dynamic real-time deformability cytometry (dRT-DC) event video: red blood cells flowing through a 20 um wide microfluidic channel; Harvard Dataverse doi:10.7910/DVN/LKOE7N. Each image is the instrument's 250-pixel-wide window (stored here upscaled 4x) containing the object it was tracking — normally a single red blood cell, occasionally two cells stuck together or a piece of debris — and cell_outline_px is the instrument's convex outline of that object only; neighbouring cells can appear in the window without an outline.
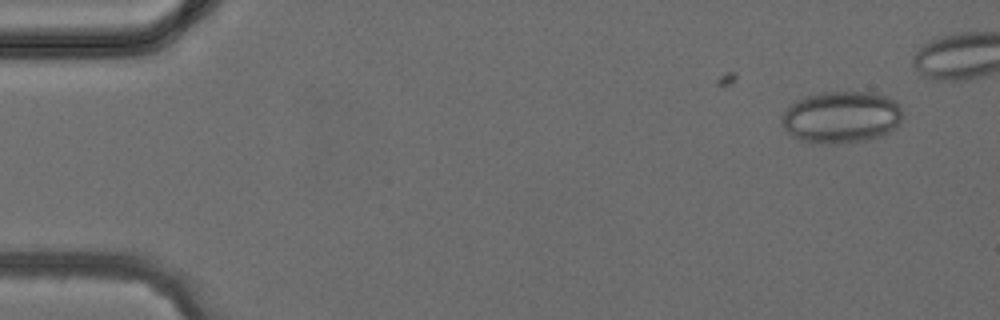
{"species": "common noctule bat (a hibernating species)", "species_latin": "Nyctalus noctula", "temperature_condition": "cold", "stored_images_in_passage": 2, "camera_frame_rate_fps": 3000, "um_per_image_px": 0.085, "animal": {"sex": "female", "body_mass_g": 24.6, "forearm_length_mm": 56.2}, "frame": {"image": 1, "passage_image": 2, "time_ms": 1.333, "image_size_px": [1000, 320], "cell_outline_px": [[900, 120], [896, 128], [888, 132], [864, 140], [820, 144], [800, 140], [792, 136], [780, 124], [780, 120], [788, 104], [804, 96], [820, 92], [872, 92], [896, 100], [900, 104]], "centroid_in_image_um": [71.45, 9.93], "position_along_channel_um": 13.6, "area_um2": 36.53}}